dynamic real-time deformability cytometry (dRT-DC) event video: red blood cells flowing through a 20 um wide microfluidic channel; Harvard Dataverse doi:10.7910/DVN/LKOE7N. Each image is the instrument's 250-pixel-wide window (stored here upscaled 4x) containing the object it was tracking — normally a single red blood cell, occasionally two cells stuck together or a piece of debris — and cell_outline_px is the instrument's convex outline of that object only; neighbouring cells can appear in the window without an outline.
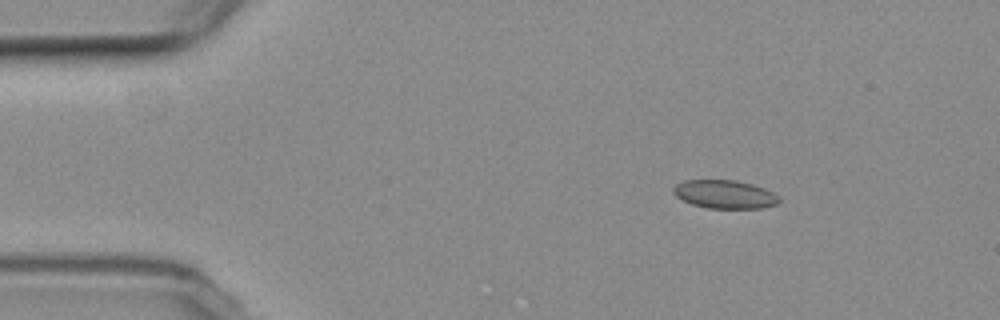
{"species": "common noctule bat (a hibernating species)", "species_latin": "Nyctalus noctula", "temperature_condition": "room temperature", "stored_images_in_passage": 3, "camera_frame_rate_fps": 3000, "um_per_image_px": 0.085, "animal": {"sex": "female", "body_mass_g": 19.3, "forearm_length_mm": 54.1}, "frame": {"image": 1, "passage_image": 1, "time_ms": 0.0, "image_size_px": [1000, 320], "cell_outline_px": [[780, 200], [776, 204], [760, 208], [708, 208], [692, 204], [676, 196], [672, 192], [672, 188], [676, 184], [684, 180], [736, 180], [752, 184], [764, 188], [780, 196]], "centroid_in_image_um": [61.59, 16.51], "position_along_channel_um": 23.4, "area_um2": 17.46}}